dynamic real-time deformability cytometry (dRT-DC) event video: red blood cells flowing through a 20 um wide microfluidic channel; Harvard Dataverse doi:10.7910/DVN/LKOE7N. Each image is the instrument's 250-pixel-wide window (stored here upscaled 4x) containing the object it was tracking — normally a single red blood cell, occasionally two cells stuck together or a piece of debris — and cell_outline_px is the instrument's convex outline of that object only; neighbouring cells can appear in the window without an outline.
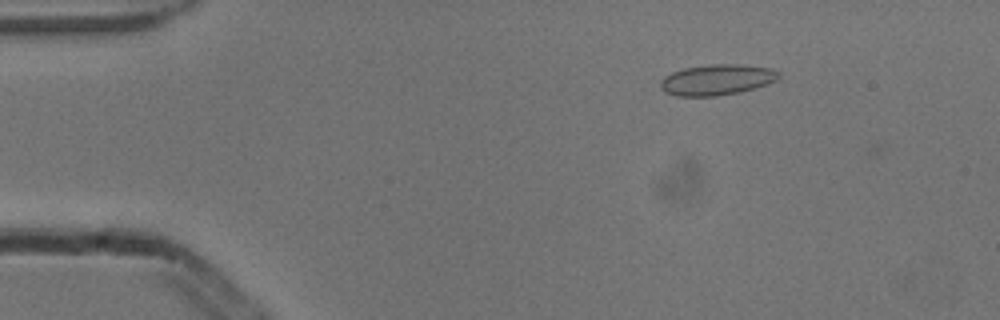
{"species": "common noctule bat (a hibernating species)", "species_latin": "Nyctalus noctula", "temperature_condition": "cold", "stored_images_in_passage": 4, "camera_frame_rate_fps": 3000, "um_per_image_px": 0.085, "animal": {"sex": "male", "body_mass_g": 13.3}, "frame": {"image": 1, "passage_image": 2, "time_ms": 0.333, "image_size_px": [1000, 320], "cell_outline_px": [[780, 76], [776, 80], [768, 84], [740, 92], [716, 96], [676, 96], [664, 92], [660, 88], [660, 80], [664, 76], [672, 72], [684, 68], [712, 64], [740, 64], [772, 68], [780, 72]], "centroid_in_image_um": [60.93, 6.78], "position_along_channel_um": 24.1, "area_um2": 21.39}}